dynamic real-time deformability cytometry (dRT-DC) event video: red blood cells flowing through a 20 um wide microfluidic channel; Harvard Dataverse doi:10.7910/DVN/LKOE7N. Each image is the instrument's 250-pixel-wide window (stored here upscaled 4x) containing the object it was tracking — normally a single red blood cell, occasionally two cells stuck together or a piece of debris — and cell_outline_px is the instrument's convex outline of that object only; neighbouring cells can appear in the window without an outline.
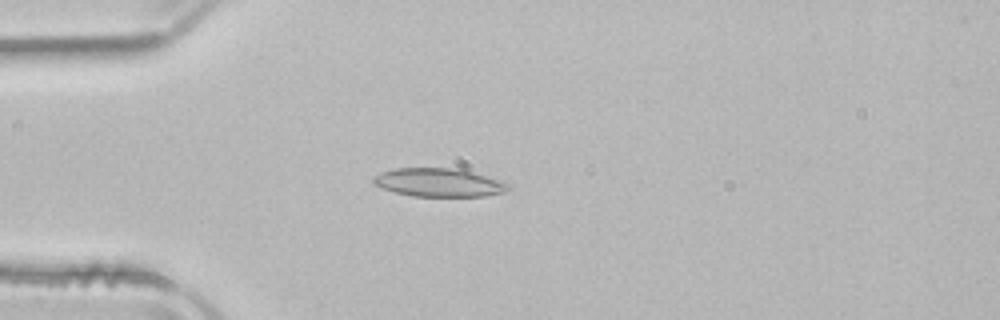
{"species": "common noctule bat (a hibernating species)", "species_latin": "Nyctalus noctula", "temperature_condition": "room temperature", "stored_images_in_passage": 45, "camera_frame_rate_fps": 3000, "um_per_image_px": 0.085, "animal": {"sex": "male", "body_mass_g": 21.5, "forearm_length_mm": 52.0}, "frame": {"image": 1, "passage_image": 13, "time_ms": 4.0, "image_size_px": [1000, 320], "cell_outline_px": [[512, 188], [504, 192], [484, 196], [412, 196], [380, 188], [372, 184], [372, 176], [380, 172], [396, 168], [460, 168], [512, 184]], "centroid_in_image_um": [37.29, 15.51], "position_along_channel_um": 47.7, "area_um2": 22.6}}
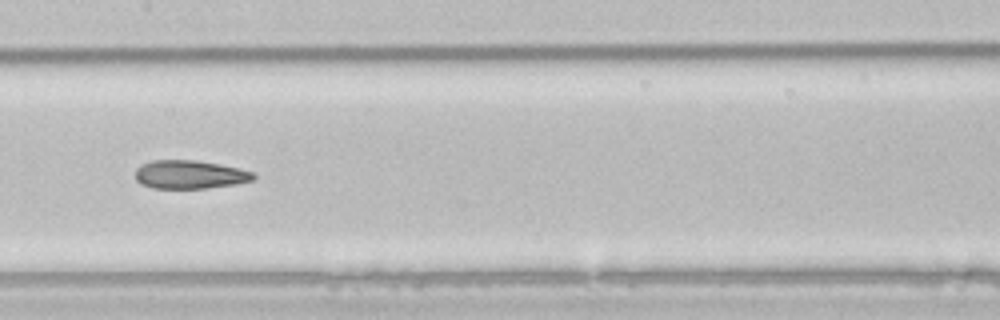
{"frame": {"image": 2, "passage_image": 25, "time_ms": 8.0, "image_size_px": [1000, 320], "cell_outline_px": [[256, 180], [236, 184], [208, 188], [152, 188], [140, 184], [136, 180], [136, 168], [152, 160], [196, 160], [220, 164], [252, 172], [256, 176]], "centroid_in_image_um": [16.14, 14.84], "position_along_channel_um": 191.3, "area_um2": 19.59}}
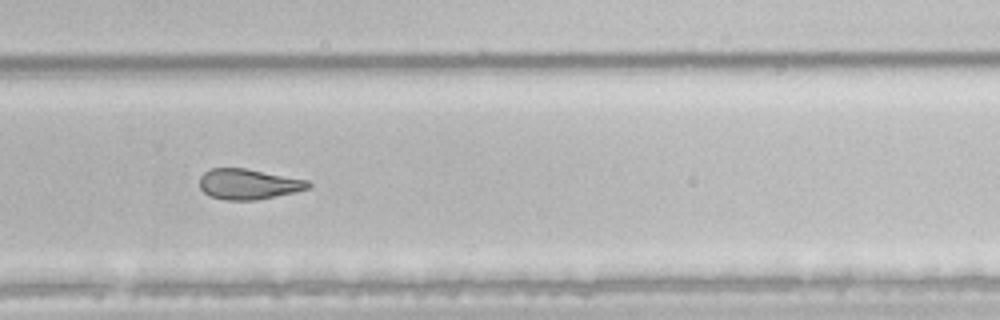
{"frame": {"image": 3, "passage_image": 34, "time_ms": 11.0, "image_size_px": [1000, 320], "cell_outline_px": [[312, 188], [296, 192], [256, 200], [224, 200], [212, 196], [204, 192], [200, 188], [200, 176], [204, 172], [212, 168], [244, 168], [308, 180], [312, 184]], "centroid_in_image_um": [21.15, 15.65], "position_along_channel_um": 308.7, "area_um2": 19.31}, "authors_computed_cell_mechanics": {"area_um2": 21.097, "velocity_mm_per_s": 3.9457, "shape_relaxation_time_tau1_ms": null, "shape_relaxation_time_tau2_ms": 3.316, "deformation_change_tau1": null, "deformation_change_tau2": 0.1056}}